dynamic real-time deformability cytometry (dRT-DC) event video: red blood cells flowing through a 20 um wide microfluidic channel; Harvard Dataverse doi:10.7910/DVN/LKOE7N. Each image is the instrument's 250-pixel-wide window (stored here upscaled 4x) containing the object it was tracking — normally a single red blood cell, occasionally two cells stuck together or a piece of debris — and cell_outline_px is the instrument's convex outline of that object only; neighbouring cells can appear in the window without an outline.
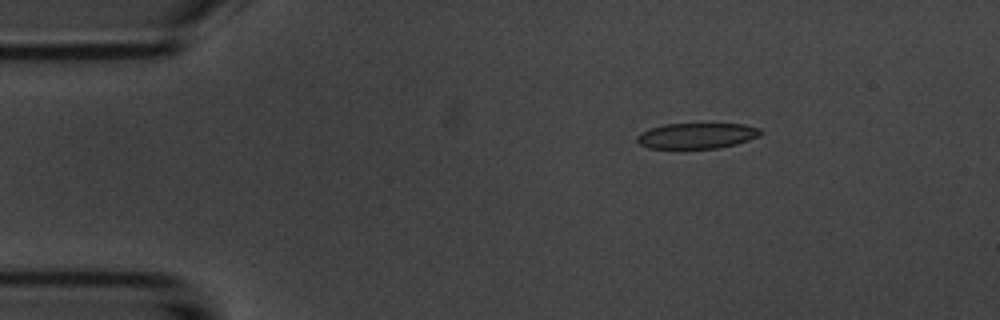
{"species": "common noctule bat (a hibernating species)", "species_latin": "Nyctalus noctula", "temperature_condition": "room temperature", "stored_images_in_passage": 4, "camera_frame_rate_fps": 3000, "um_per_image_px": 0.085, "animal": {"sex": "male", "body_mass_g": 20.1, "forearm_length_mm": 53.5}, "frame": {"image": 1, "passage_image": 2, "time_ms": 2.0, "image_size_px": [1000, 320], "cell_outline_px": [[764, 132], [760, 136], [736, 144], [716, 148], [648, 148], [640, 144], [636, 140], [636, 136], [640, 132], [664, 124], [744, 124], [760, 128]], "centroid_in_image_um": [59.25, 11.53], "position_along_channel_um": 25.8, "area_um2": 18.44}}